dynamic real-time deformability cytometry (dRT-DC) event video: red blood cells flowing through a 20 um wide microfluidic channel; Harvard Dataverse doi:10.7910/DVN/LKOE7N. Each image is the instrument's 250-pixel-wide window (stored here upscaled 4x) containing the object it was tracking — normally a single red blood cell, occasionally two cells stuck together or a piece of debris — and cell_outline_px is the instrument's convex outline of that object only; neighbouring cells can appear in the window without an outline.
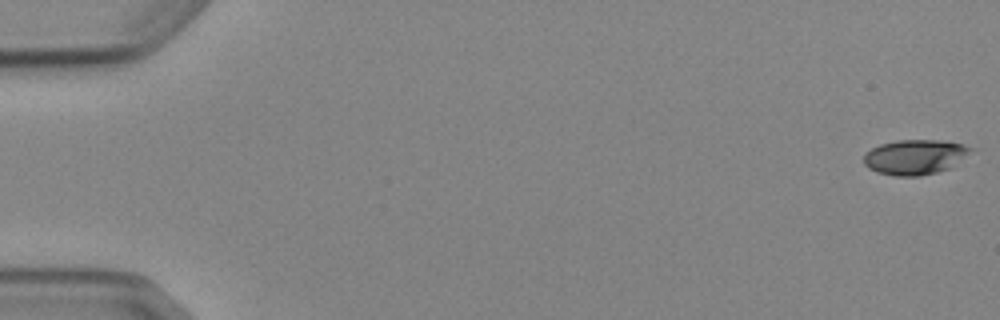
{"species": "Egyptian fruit bat (a non-hibernating species)", "species_latin": "Rousettus aegyptiacus", "temperature_condition": "cold", "stored_images_in_passage": 5, "camera_frame_rate_fps": 3000, "um_per_image_px": 0.085, "animal": {"sex": "female"}, "frame": {"image": 1, "passage_image": 1, "time_ms": 0.0, "image_size_px": [1000, 320], "cell_outline_px": [[972, 148], [952, 168], [920, 176], [896, 176], [876, 172], [868, 168], [864, 164], [864, 156], [872, 148], [880, 144], [896, 140], [940, 140], [964, 144]], "centroid_in_image_um": [77.74, 13.35], "position_along_channel_um": 7.3, "area_um2": 21.68}}
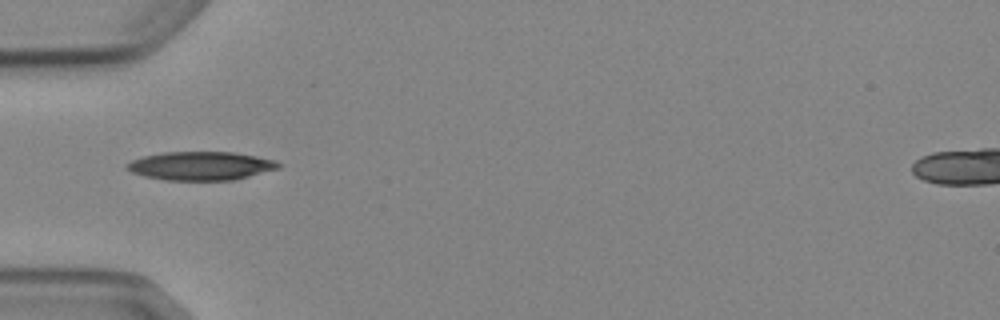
{"frame": {"image": 2, "passage_image": 5, "time_ms": 5.667, "image_size_px": [1000, 320], "cell_outline_px": [[284, 164], [280, 168], [232, 180], [164, 180], [144, 176], [132, 172], [124, 168], [124, 164], [132, 160], [144, 156], [164, 152], [232, 152], [256, 156], [276, 160]], "centroid_in_image_um": [17.06, 14.09], "position_along_channel_um": 67.9, "area_um2": 25.32}}